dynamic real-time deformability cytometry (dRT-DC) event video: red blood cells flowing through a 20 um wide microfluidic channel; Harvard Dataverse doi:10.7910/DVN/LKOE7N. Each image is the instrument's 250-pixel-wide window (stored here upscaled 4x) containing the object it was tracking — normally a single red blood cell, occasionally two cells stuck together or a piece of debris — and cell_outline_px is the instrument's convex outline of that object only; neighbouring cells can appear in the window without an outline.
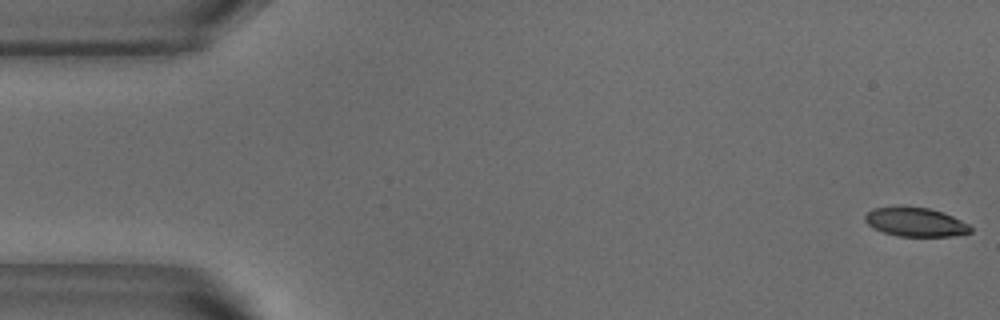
{"species": "common noctule bat (a hibernating species)", "species_latin": "Nyctalus noctula", "temperature_condition": "warm", "stored_images_in_passage": 46, "camera_frame_rate_fps": 3000, "um_per_image_px": 0.085, "animal": {"sex": "male", "body_mass_g": 18.8}, "frame": {"image": 1, "passage_image": 1, "time_ms": 0.0, "image_size_px": [1000, 320], "cell_outline_px": [[972, 232], [952, 236], [896, 236], [872, 228], [864, 220], [864, 216], [872, 208], [928, 208], [952, 216], [968, 224], [972, 228]], "centroid_in_image_um": [77.81, 18.9], "position_along_channel_um": 7.2, "area_um2": 17.34}}
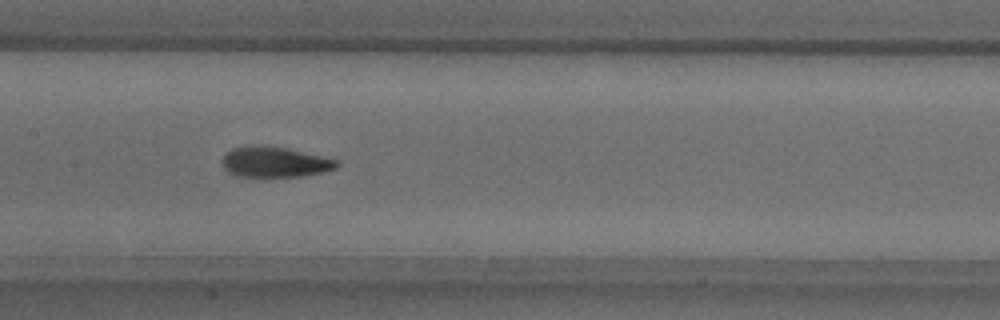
{"frame": {"image": 2, "passage_image": 25, "time_ms": 8.0, "image_size_px": [1000, 320], "cell_outline_px": [[340, 164], [336, 168], [304, 176], [236, 176], [228, 172], [224, 168], [220, 160], [232, 148], [252, 144], [256, 144], [288, 148], [340, 160]], "centroid_in_image_um": [23.35, 13.75], "position_along_channel_um": 184.1, "area_um2": 20.52}}
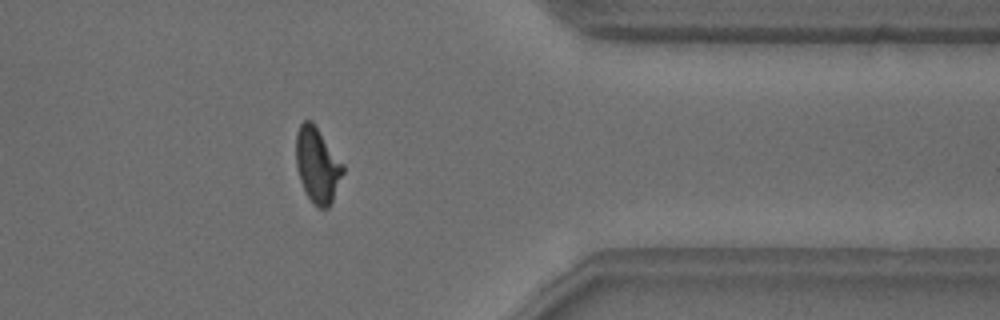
{"frame": {"image": 3, "passage_image": 42, "time_ms": 13.667, "image_size_px": [1000, 320], "cell_outline_px": [[344, 172], [332, 200], [328, 208], [320, 208], [312, 204], [300, 180], [296, 168], [296, 132], [300, 124], [304, 120], [312, 120], [344, 164]], "centroid_in_image_um": [26.97, 14.01], "position_along_channel_um": 384.4, "area_um2": 20.63}, "authors_computed_cell_mechanics": {"area_um2": 20.3456, "velocity_mm_per_s": 3.8242, "shape_relaxation_time_tau1_ms": 3.3655, "shape_relaxation_time_tau2_ms": 1.4245, "deformation_change_tau1": 0.1715, "deformation_change_tau2": 0.0832}}